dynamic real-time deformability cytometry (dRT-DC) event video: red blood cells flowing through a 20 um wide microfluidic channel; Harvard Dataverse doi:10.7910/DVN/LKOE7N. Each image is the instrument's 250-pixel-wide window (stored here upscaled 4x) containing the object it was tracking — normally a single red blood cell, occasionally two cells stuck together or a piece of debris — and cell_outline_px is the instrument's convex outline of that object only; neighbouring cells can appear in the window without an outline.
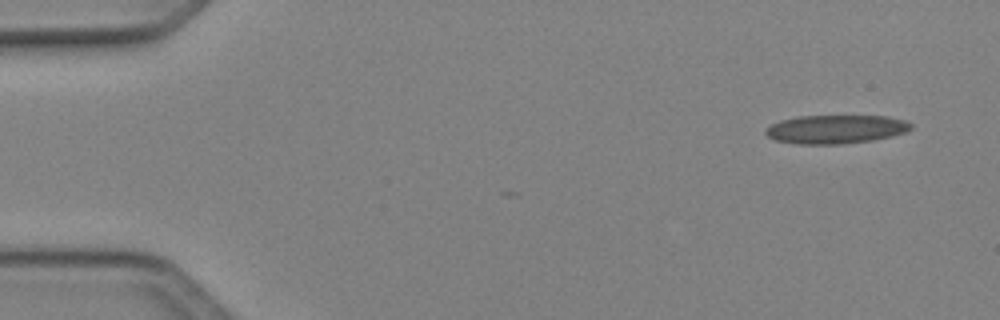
{"species": "Egyptian fruit bat (a non-hibernating species)", "species_latin": "Rousettus aegyptiacus", "temperature_condition": "cold", "stored_images_in_passage": 4, "camera_frame_rate_fps": 3000, "um_per_image_px": 0.085, "animal": {"sex": "female"}, "frame": {"image": 1, "passage_image": 1, "time_ms": 0.0, "image_size_px": [1000, 320], "cell_outline_px": [[912, 128], [904, 132], [892, 136], [872, 140], [840, 144], [796, 144], [776, 140], [768, 136], [764, 132], [764, 128], [780, 120], [796, 116], [888, 116], [904, 120], [912, 124]], "centroid_in_image_um": [71.01, 10.98], "position_along_channel_um": 14.0, "area_um2": 24.28}}